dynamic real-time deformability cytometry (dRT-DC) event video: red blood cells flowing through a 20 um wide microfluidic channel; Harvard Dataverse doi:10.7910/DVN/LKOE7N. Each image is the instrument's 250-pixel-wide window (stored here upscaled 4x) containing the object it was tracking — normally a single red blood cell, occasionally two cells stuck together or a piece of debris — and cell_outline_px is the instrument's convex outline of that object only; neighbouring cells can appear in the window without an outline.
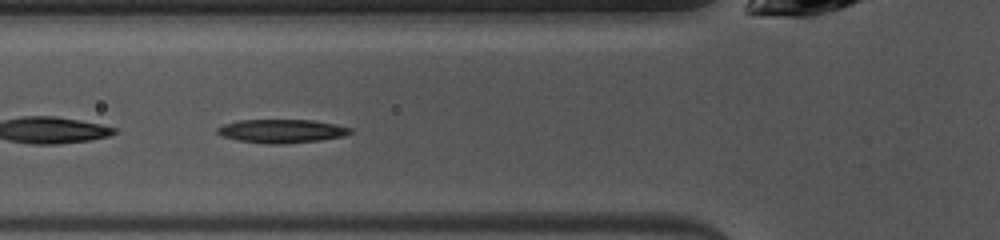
{"species": "common noctule bat (a hibernating species)", "species_latin": "Nyctalus noctula", "temperature_condition": "warm", "stored_images_in_passage": 39, "camera_frame_rate_fps": 3000, "um_per_image_px": 0.085, "animal": {"sex": "female", "body_mass_g": 10.0, "forearm_length_mm": 53.1}, "frame": {"image": 1, "passage_image": 7, "time_ms": 2.0, "image_size_px": [1000, 240], "cell_outline_px": [[352, 132], [344, 136], [320, 140], [276, 144], [272, 144], [240, 140], [220, 136], [216, 132], [216, 128], [224, 124], [240, 120], [312, 120], [336, 124], [352, 128]], "centroid_in_image_um": [23.94, 11.13], "position_along_channel_um": 101.9, "area_um2": 18.09}}
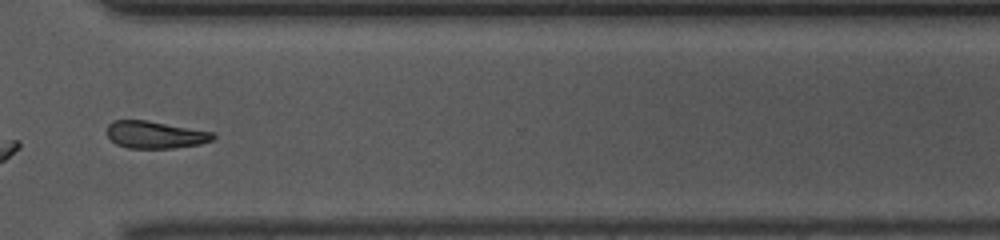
{"frame": {"image": 2, "passage_image": 26, "time_ms": 8.333, "image_size_px": [1000, 240], "cell_outline_px": [[216, 136], [212, 140], [200, 144], [172, 148], [128, 148], [116, 144], [108, 136], [108, 124], [112, 120], [148, 120], [212, 132]], "centroid_in_image_um": [13.18, 11.45], "position_along_channel_um": 357.4, "area_um2": 16.76}}
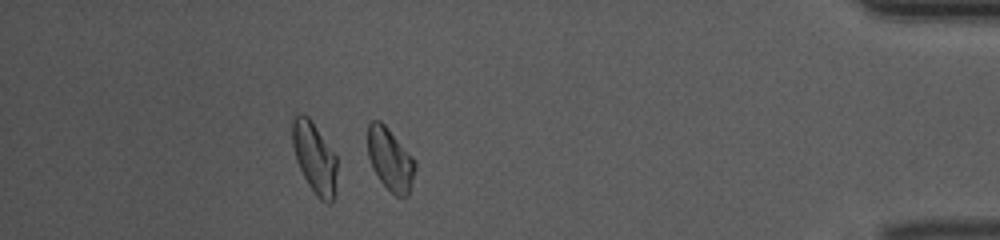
{"frame": {"image": 3, "passage_image": 33, "time_ms": 10.667, "image_size_px": [1000, 240], "cell_outline_px": [[416, 168], [408, 196], [396, 196], [380, 180], [372, 168], [368, 156], [368, 124], [372, 120], [380, 120], [388, 128], [416, 160]], "centroid_in_image_um": [33.18, 13.53], "position_along_channel_um": 402.0, "area_um2": 17.22}, "authors_computed_cell_mechanics": {"area_um2": 17.5712, "velocity_mm_per_s": 4.0336, "shape_relaxation_time_tau1_ms": 5.7264, "shape_relaxation_time_tau2_ms": null, "deformation_change_tau1": 0.1774, "deformation_change_tau2": null}}